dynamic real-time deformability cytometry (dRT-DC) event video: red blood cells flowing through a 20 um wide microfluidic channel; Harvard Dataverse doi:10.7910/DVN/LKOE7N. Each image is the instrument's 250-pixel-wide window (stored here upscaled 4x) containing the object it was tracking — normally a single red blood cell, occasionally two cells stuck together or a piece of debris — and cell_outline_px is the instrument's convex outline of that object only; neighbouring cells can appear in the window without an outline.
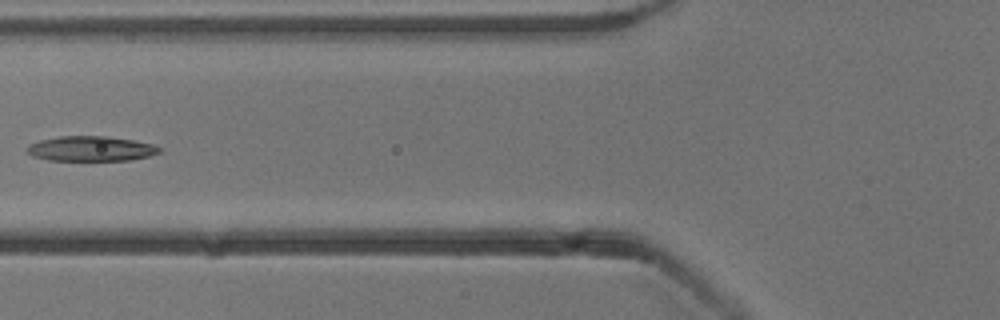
{"species": "common noctule bat (a hibernating species)", "species_latin": "Nyctalus noctula", "temperature_condition": "cold", "stored_images_in_passage": 6, "camera_frame_rate_fps": 3000, "um_per_image_px": 0.085, "animal": {"sex": "male", "body_mass_g": 13.3}, "frame": {"image": 1, "passage_image": 6, "time_ms": 6.0, "image_size_px": [1000, 320], "cell_outline_px": [[164, 148], [160, 152], [148, 156], [128, 160], [48, 160], [32, 156], [28, 152], [28, 144], [40, 140], [60, 136], [104, 136], [132, 140], [152, 144]], "centroid_in_image_um": [7.73, 12.63], "position_along_channel_um": 118.1, "area_um2": 19.13}}